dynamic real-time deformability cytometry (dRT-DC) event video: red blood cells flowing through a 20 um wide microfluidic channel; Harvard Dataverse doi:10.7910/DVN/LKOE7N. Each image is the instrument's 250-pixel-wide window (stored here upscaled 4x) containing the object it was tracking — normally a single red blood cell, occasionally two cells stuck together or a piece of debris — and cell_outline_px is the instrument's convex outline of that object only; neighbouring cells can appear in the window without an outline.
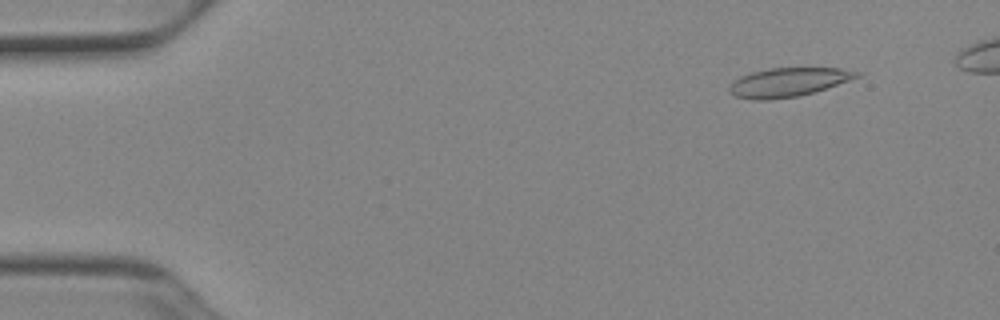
{"species": "Egyptian fruit bat (a non-hibernating species)", "species_latin": "Rousettus aegyptiacus", "temperature_condition": "cold", "stored_images_in_passage": 49, "camera_frame_rate_fps": 3000, "um_per_image_px": 0.085, "animal": {"sex": "female"}, "frame": {"image": 1, "passage_image": 5, "time_ms": 1.333, "image_size_px": [1000, 320], "cell_outline_px": [[864, 72], [860, 76], [812, 92], [796, 96], [768, 100], [756, 100], [736, 96], [728, 92], [728, 88], [740, 76], [752, 72], [768, 68], [840, 68]], "centroid_in_image_um": [66.98, 6.98], "position_along_channel_um": 18.0, "area_um2": 21.1}}
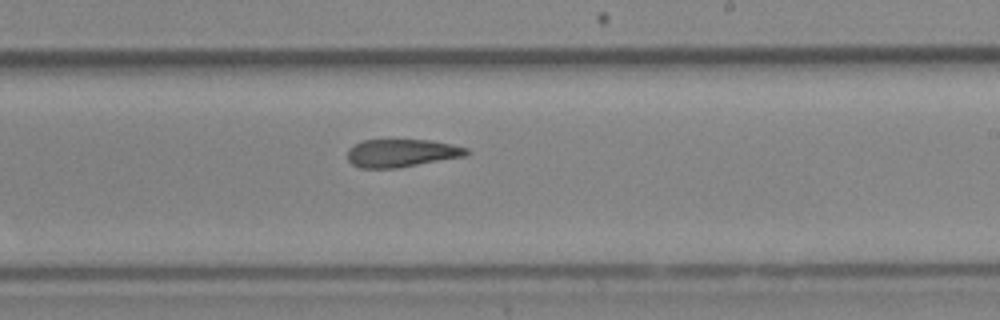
{"frame": {"image": 2, "passage_image": 31, "time_ms": 10.0, "image_size_px": [1000, 320], "cell_outline_px": [[468, 152], [464, 156], [396, 168], [360, 168], [352, 164], [348, 160], [348, 148], [364, 140], [432, 140], [452, 144], [468, 148]], "centroid_in_image_um": [34.11, 13.01], "position_along_channel_um": 254.9, "area_um2": 19.19}}
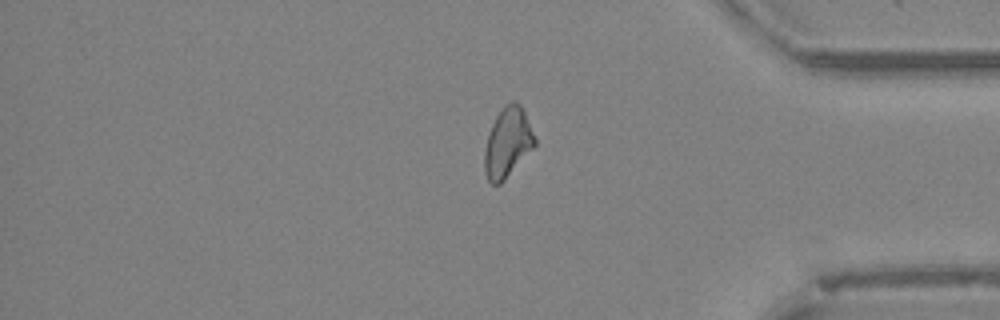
{"frame": {"image": 3, "passage_image": 43, "time_ms": 14.0, "image_size_px": [1000, 320], "cell_outline_px": [[536, 144], [504, 180], [500, 184], [492, 184], [488, 180], [484, 172], [484, 152], [488, 132], [496, 116], [504, 104], [512, 100], [516, 100], [520, 104], [524, 112], [536, 140]], "centroid_in_image_um": [43.12, 12.1], "position_along_channel_um": 392.1, "area_um2": 20.29}, "authors_computed_cell_mechanics": {"area_um2": 20.7502, "velocity_mm_per_s": 3.9308, "shape_relaxation_time_tau1_ms": null, "shape_relaxation_time_tau2_ms": 6.2384, "deformation_change_tau1": null, "deformation_change_tau2": 0.1607}}